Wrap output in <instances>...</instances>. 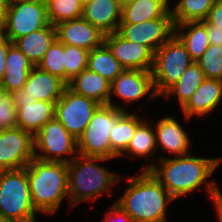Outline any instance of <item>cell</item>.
Here are the masks:
<instances>
[{"label": "cell", "mask_w": 222, "mask_h": 222, "mask_svg": "<svg viewBox=\"0 0 222 222\" xmlns=\"http://www.w3.org/2000/svg\"><path fill=\"white\" fill-rule=\"evenodd\" d=\"M222 161L221 158L193 157L189 154L174 158H164L161 155L160 164L152 162L144 168L162 184L176 199L194 190H200L214 170Z\"/></svg>", "instance_id": "6da1fadb"}, {"label": "cell", "mask_w": 222, "mask_h": 222, "mask_svg": "<svg viewBox=\"0 0 222 222\" xmlns=\"http://www.w3.org/2000/svg\"><path fill=\"white\" fill-rule=\"evenodd\" d=\"M126 182L129 186L115 203L134 222H166L167 206L174 198L152 173L144 170L137 176H130Z\"/></svg>", "instance_id": "7a4b0ae2"}, {"label": "cell", "mask_w": 222, "mask_h": 222, "mask_svg": "<svg viewBox=\"0 0 222 222\" xmlns=\"http://www.w3.org/2000/svg\"><path fill=\"white\" fill-rule=\"evenodd\" d=\"M30 197L37 212L53 214L68 196V167L65 162L34 158L26 166Z\"/></svg>", "instance_id": "3957f363"}, {"label": "cell", "mask_w": 222, "mask_h": 222, "mask_svg": "<svg viewBox=\"0 0 222 222\" xmlns=\"http://www.w3.org/2000/svg\"><path fill=\"white\" fill-rule=\"evenodd\" d=\"M106 160L111 159L78 154L67 163L68 197L72 208L90 198L95 201L104 192L110 193V187L118 183L120 176L98 165Z\"/></svg>", "instance_id": "277c9868"}, {"label": "cell", "mask_w": 222, "mask_h": 222, "mask_svg": "<svg viewBox=\"0 0 222 222\" xmlns=\"http://www.w3.org/2000/svg\"><path fill=\"white\" fill-rule=\"evenodd\" d=\"M26 167L0 171V215L15 222H37Z\"/></svg>", "instance_id": "5b68a950"}, {"label": "cell", "mask_w": 222, "mask_h": 222, "mask_svg": "<svg viewBox=\"0 0 222 222\" xmlns=\"http://www.w3.org/2000/svg\"><path fill=\"white\" fill-rule=\"evenodd\" d=\"M192 62L194 61L187 52L185 45L173 34L154 52L151 72L157 96H162L177 83Z\"/></svg>", "instance_id": "8992f818"}, {"label": "cell", "mask_w": 222, "mask_h": 222, "mask_svg": "<svg viewBox=\"0 0 222 222\" xmlns=\"http://www.w3.org/2000/svg\"><path fill=\"white\" fill-rule=\"evenodd\" d=\"M123 111L111 105H100L77 139L78 154L111 159L110 130Z\"/></svg>", "instance_id": "52a82bcc"}, {"label": "cell", "mask_w": 222, "mask_h": 222, "mask_svg": "<svg viewBox=\"0 0 222 222\" xmlns=\"http://www.w3.org/2000/svg\"><path fill=\"white\" fill-rule=\"evenodd\" d=\"M64 154L70 159L63 157ZM76 155L77 139L55 117L34 135V158L38 160L68 163Z\"/></svg>", "instance_id": "ba28073f"}, {"label": "cell", "mask_w": 222, "mask_h": 222, "mask_svg": "<svg viewBox=\"0 0 222 222\" xmlns=\"http://www.w3.org/2000/svg\"><path fill=\"white\" fill-rule=\"evenodd\" d=\"M49 24L45 0L18 2L8 6L4 35L13 43Z\"/></svg>", "instance_id": "9c48e42d"}, {"label": "cell", "mask_w": 222, "mask_h": 222, "mask_svg": "<svg viewBox=\"0 0 222 222\" xmlns=\"http://www.w3.org/2000/svg\"><path fill=\"white\" fill-rule=\"evenodd\" d=\"M99 106L94 100L78 95L66 87L55 103V118L78 139Z\"/></svg>", "instance_id": "30bf717a"}, {"label": "cell", "mask_w": 222, "mask_h": 222, "mask_svg": "<svg viewBox=\"0 0 222 222\" xmlns=\"http://www.w3.org/2000/svg\"><path fill=\"white\" fill-rule=\"evenodd\" d=\"M34 159V136L21 128L0 131V171L25 168Z\"/></svg>", "instance_id": "8fae6325"}, {"label": "cell", "mask_w": 222, "mask_h": 222, "mask_svg": "<svg viewBox=\"0 0 222 222\" xmlns=\"http://www.w3.org/2000/svg\"><path fill=\"white\" fill-rule=\"evenodd\" d=\"M66 87L67 84L59 77L34 66L25 85L12 95L15 103H34L35 100L57 102Z\"/></svg>", "instance_id": "7c38bea8"}, {"label": "cell", "mask_w": 222, "mask_h": 222, "mask_svg": "<svg viewBox=\"0 0 222 222\" xmlns=\"http://www.w3.org/2000/svg\"><path fill=\"white\" fill-rule=\"evenodd\" d=\"M150 92V99L158 97L153 86L151 71L124 69V71L111 82L109 105L117 107L122 111H127V109H125L127 107L126 105L124 107L116 103L113 104V94L129 105L143 98Z\"/></svg>", "instance_id": "4fadbf2b"}, {"label": "cell", "mask_w": 222, "mask_h": 222, "mask_svg": "<svg viewBox=\"0 0 222 222\" xmlns=\"http://www.w3.org/2000/svg\"><path fill=\"white\" fill-rule=\"evenodd\" d=\"M117 32L128 41L147 46L154 53L174 34V23L172 18H158L120 24Z\"/></svg>", "instance_id": "5bb4252c"}, {"label": "cell", "mask_w": 222, "mask_h": 222, "mask_svg": "<svg viewBox=\"0 0 222 222\" xmlns=\"http://www.w3.org/2000/svg\"><path fill=\"white\" fill-rule=\"evenodd\" d=\"M104 43L124 69L152 71L154 53L147 46L128 41L117 31L105 34Z\"/></svg>", "instance_id": "9a60e30c"}, {"label": "cell", "mask_w": 222, "mask_h": 222, "mask_svg": "<svg viewBox=\"0 0 222 222\" xmlns=\"http://www.w3.org/2000/svg\"><path fill=\"white\" fill-rule=\"evenodd\" d=\"M55 29L57 40L69 46L91 51L104 43L105 34L82 17L61 22Z\"/></svg>", "instance_id": "2e32d148"}, {"label": "cell", "mask_w": 222, "mask_h": 222, "mask_svg": "<svg viewBox=\"0 0 222 222\" xmlns=\"http://www.w3.org/2000/svg\"><path fill=\"white\" fill-rule=\"evenodd\" d=\"M121 11L120 0H90L83 5L82 18L108 34L118 30Z\"/></svg>", "instance_id": "e0dca14e"}, {"label": "cell", "mask_w": 222, "mask_h": 222, "mask_svg": "<svg viewBox=\"0 0 222 222\" xmlns=\"http://www.w3.org/2000/svg\"><path fill=\"white\" fill-rule=\"evenodd\" d=\"M222 100V80L206 78L181 108L184 116L190 120L194 114L205 116L213 112Z\"/></svg>", "instance_id": "ac0fdd59"}, {"label": "cell", "mask_w": 222, "mask_h": 222, "mask_svg": "<svg viewBox=\"0 0 222 222\" xmlns=\"http://www.w3.org/2000/svg\"><path fill=\"white\" fill-rule=\"evenodd\" d=\"M156 124L154 132L159 148L178 157L189 154L190 138L176 118H160Z\"/></svg>", "instance_id": "d6986e66"}, {"label": "cell", "mask_w": 222, "mask_h": 222, "mask_svg": "<svg viewBox=\"0 0 222 222\" xmlns=\"http://www.w3.org/2000/svg\"><path fill=\"white\" fill-rule=\"evenodd\" d=\"M111 82L86 68L75 76L67 87L74 93L94 100L99 105H109Z\"/></svg>", "instance_id": "ffe728a7"}, {"label": "cell", "mask_w": 222, "mask_h": 222, "mask_svg": "<svg viewBox=\"0 0 222 222\" xmlns=\"http://www.w3.org/2000/svg\"><path fill=\"white\" fill-rule=\"evenodd\" d=\"M55 103L41 100H35L34 103H15L17 127L34 136L45 123L55 117Z\"/></svg>", "instance_id": "44dd1931"}, {"label": "cell", "mask_w": 222, "mask_h": 222, "mask_svg": "<svg viewBox=\"0 0 222 222\" xmlns=\"http://www.w3.org/2000/svg\"><path fill=\"white\" fill-rule=\"evenodd\" d=\"M33 67L28 58L12 43L8 49L6 68L0 85L6 93L13 94L25 85Z\"/></svg>", "instance_id": "7402d4cb"}, {"label": "cell", "mask_w": 222, "mask_h": 222, "mask_svg": "<svg viewBox=\"0 0 222 222\" xmlns=\"http://www.w3.org/2000/svg\"><path fill=\"white\" fill-rule=\"evenodd\" d=\"M165 0H135L122 4L120 24H136L158 18H172Z\"/></svg>", "instance_id": "603a6c76"}, {"label": "cell", "mask_w": 222, "mask_h": 222, "mask_svg": "<svg viewBox=\"0 0 222 222\" xmlns=\"http://www.w3.org/2000/svg\"><path fill=\"white\" fill-rule=\"evenodd\" d=\"M56 39L55 26L49 24L47 27L16 39L13 44L17 46L34 66H37L42 61L45 52Z\"/></svg>", "instance_id": "cb8c5ba5"}, {"label": "cell", "mask_w": 222, "mask_h": 222, "mask_svg": "<svg viewBox=\"0 0 222 222\" xmlns=\"http://www.w3.org/2000/svg\"><path fill=\"white\" fill-rule=\"evenodd\" d=\"M174 34L185 45L191 59L196 62L210 45L206 24L203 21H187L174 25Z\"/></svg>", "instance_id": "d4e9b609"}, {"label": "cell", "mask_w": 222, "mask_h": 222, "mask_svg": "<svg viewBox=\"0 0 222 222\" xmlns=\"http://www.w3.org/2000/svg\"><path fill=\"white\" fill-rule=\"evenodd\" d=\"M143 120L128 110L123 111L118 116L110 130L111 159L118 158L119 156L122 157V154L127 150L131 138L135 134L137 126Z\"/></svg>", "instance_id": "484cf974"}, {"label": "cell", "mask_w": 222, "mask_h": 222, "mask_svg": "<svg viewBox=\"0 0 222 222\" xmlns=\"http://www.w3.org/2000/svg\"><path fill=\"white\" fill-rule=\"evenodd\" d=\"M87 68L110 82L124 71L105 43L89 51Z\"/></svg>", "instance_id": "4316f807"}, {"label": "cell", "mask_w": 222, "mask_h": 222, "mask_svg": "<svg viewBox=\"0 0 222 222\" xmlns=\"http://www.w3.org/2000/svg\"><path fill=\"white\" fill-rule=\"evenodd\" d=\"M205 79L206 77L198 63L192 62L178 82L171 86L161 97H167L166 99H168L172 95L176 96L182 108Z\"/></svg>", "instance_id": "83f0119b"}, {"label": "cell", "mask_w": 222, "mask_h": 222, "mask_svg": "<svg viewBox=\"0 0 222 222\" xmlns=\"http://www.w3.org/2000/svg\"><path fill=\"white\" fill-rule=\"evenodd\" d=\"M150 122L143 120L136 128L135 134L130 140L127 150L122 155H130L132 157H146L151 162L152 155L157 150L154 128L149 125ZM150 157V158H147ZM152 158V159H151Z\"/></svg>", "instance_id": "f1b7e54d"}, {"label": "cell", "mask_w": 222, "mask_h": 222, "mask_svg": "<svg viewBox=\"0 0 222 222\" xmlns=\"http://www.w3.org/2000/svg\"><path fill=\"white\" fill-rule=\"evenodd\" d=\"M216 0H178L170 9L174 25L187 21H203Z\"/></svg>", "instance_id": "f546056e"}, {"label": "cell", "mask_w": 222, "mask_h": 222, "mask_svg": "<svg viewBox=\"0 0 222 222\" xmlns=\"http://www.w3.org/2000/svg\"><path fill=\"white\" fill-rule=\"evenodd\" d=\"M49 23L57 25L61 22L82 17L81 0H45Z\"/></svg>", "instance_id": "4dcf8cb0"}, {"label": "cell", "mask_w": 222, "mask_h": 222, "mask_svg": "<svg viewBox=\"0 0 222 222\" xmlns=\"http://www.w3.org/2000/svg\"><path fill=\"white\" fill-rule=\"evenodd\" d=\"M89 51L76 46L64 44L65 83L68 84L75 76L87 68Z\"/></svg>", "instance_id": "1f68e13d"}, {"label": "cell", "mask_w": 222, "mask_h": 222, "mask_svg": "<svg viewBox=\"0 0 222 222\" xmlns=\"http://www.w3.org/2000/svg\"><path fill=\"white\" fill-rule=\"evenodd\" d=\"M37 66L41 70L49 72L65 82L64 44L56 39L45 52L42 61Z\"/></svg>", "instance_id": "d6a6232c"}, {"label": "cell", "mask_w": 222, "mask_h": 222, "mask_svg": "<svg viewBox=\"0 0 222 222\" xmlns=\"http://www.w3.org/2000/svg\"><path fill=\"white\" fill-rule=\"evenodd\" d=\"M196 62L206 78L222 80V46L209 45Z\"/></svg>", "instance_id": "836d02e7"}, {"label": "cell", "mask_w": 222, "mask_h": 222, "mask_svg": "<svg viewBox=\"0 0 222 222\" xmlns=\"http://www.w3.org/2000/svg\"><path fill=\"white\" fill-rule=\"evenodd\" d=\"M17 127V108L13 95L6 93L0 101V131Z\"/></svg>", "instance_id": "e575fe53"}, {"label": "cell", "mask_w": 222, "mask_h": 222, "mask_svg": "<svg viewBox=\"0 0 222 222\" xmlns=\"http://www.w3.org/2000/svg\"><path fill=\"white\" fill-rule=\"evenodd\" d=\"M104 222H134L128 213H126L115 202L110 207V210L105 214Z\"/></svg>", "instance_id": "d590c367"}, {"label": "cell", "mask_w": 222, "mask_h": 222, "mask_svg": "<svg viewBox=\"0 0 222 222\" xmlns=\"http://www.w3.org/2000/svg\"><path fill=\"white\" fill-rule=\"evenodd\" d=\"M205 184V188L209 192V195L215 204L216 210L218 211L217 214L219 216V222H222V193L219 189V186L214 181H208Z\"/></svg>", "instance_id": "8d00e7d4"}, {"label": "cell", "mask_w": 222, "mask_h": 222, "mask_svg": "<svg viewBox=\"0 0 222 222\" xmlns=\"http://www.w3.org/2000/svg\"><path fill=\"white\" fill-rule=\"evenodd\" d=\"M208 23L222 30V0H216L206 19Z\"/></svg>", "instance_id": "74e56055"}, {"label": "cell", "mask_w": 222, "mask_h": 222, "mask_svg": "<svg viewBox=\"0 0 222 222\" xmlns=\"http://www.w3.org/2000/svg\"><path fill=\"white\" fill-rule=\"evenodd\" d=\"M11 44L12 42L5 35L0 38V81L2 80L5 72L6 56Z\"/></svg>", "instance_id": "f35d334b"}, {"label": "cell", "mask_w": 222, "mask_h": 222, "mask_svg": "<svg viewBox=\"0 0 222 222\" xmlns=\"http://www.w3.org/2000/svg\"><path fill=\"white\" fill-rule=\"evenodd\" d=\"M203 22L206 24V30L208 33L210 45L222 46V30L217 29L216 26L211 25L206 20H203Z\"/></svg>", "instance_id": "ab89813d"}, {"label": "cell", "mask_w": 222, "mask_h": 222, "mask_svg": "<svg viewBox=\"0 0 222 222\" xmlns=\"http://www.w3.org/2000/svg\"><path fill=\"white\" fill-rule=\"evenodd\" d=\"M8 1L0 0V23L4 26L7 18Z\"/></svg>", "instance_id": "60d3db41"}, {"label": "cell", "mask_w": 222, "mask_h": 222, "mask_svg": "<svg viewBox=\"0 0 222 222\" xmlns=\"http://www.w3.org/2000/svg\"><path fill=\"white\" fill-rule=\"evenodd\" d=\"M8 4H14V3H18V2H25V1H32V0H7Z\"/></svg>", "instance_id": "b9f144b4"}, {"label": "cell", "mask_w": 222, "mask_h": 222, "mask_svg": "<svg viewBox=\"0 0 222 222\" xmlns=\"http://www.w3.org/2000/svg\"><path fill=\"white\" fill-rule=\"evenodd\" d=\"M0 222H15V221L11 220V219H8V218H5V217L0 215Z\"/></svg>", "instance_id": "7bdbcfd3"}, {"label": "cell", "mask_w": 222, "mask_h": 222, "mask_svg": "<svg viewBox=\"0 0 222 222\" xmlns=\"http://www.w3.org/2000/svg\"><path fill=\"white\" fill-rule=\"evenodd\" d=\"M6 94V91L3 89V87L0 85V101L2 97Z\"/></svg>", "instance_id": "ee69618b"}, {"label": "cell", "mask_w": 222, "mask_h": 222, "mask_svg": "<svg viewBox=\"0 0 222 222\" xmlns=\"http://www.w3.org/2000/svg\"><path fill=\"white\" fill-rule=\"evenodd\" d=\"M4 36V26L0 23V38Z\"/></svg>", "instance_id": "f6af8a7d"}, {"label": "cell", "mask_w": 222, "mask_h": 222, "mask_svg": "<svg viewBox=\"0 0 222 222\" xmlns=\"http://www.w3.org/2000/svg\"><path fill=\"white\" fill-rule=\"evenodd\" d=\"M120 1H121V5H122V4H126L129 2L135 1V0H120Z\"/></svg>", "instance_id": "bcb514c9"}, {"label": "cell", "mask_w": 222, "mask_h": 222, "mask_svg": "<svg viewBox=\"0 0 222 222\" xmlns=\"http://www.w3.org/2000/svg\"><path fill=\"white\" fill-rule=\"evenodd\" d=\"M83 3L87 2V1H90V0H81Z\"/></svg>", "instance_id": "7dc6e473"}]
</instances>
